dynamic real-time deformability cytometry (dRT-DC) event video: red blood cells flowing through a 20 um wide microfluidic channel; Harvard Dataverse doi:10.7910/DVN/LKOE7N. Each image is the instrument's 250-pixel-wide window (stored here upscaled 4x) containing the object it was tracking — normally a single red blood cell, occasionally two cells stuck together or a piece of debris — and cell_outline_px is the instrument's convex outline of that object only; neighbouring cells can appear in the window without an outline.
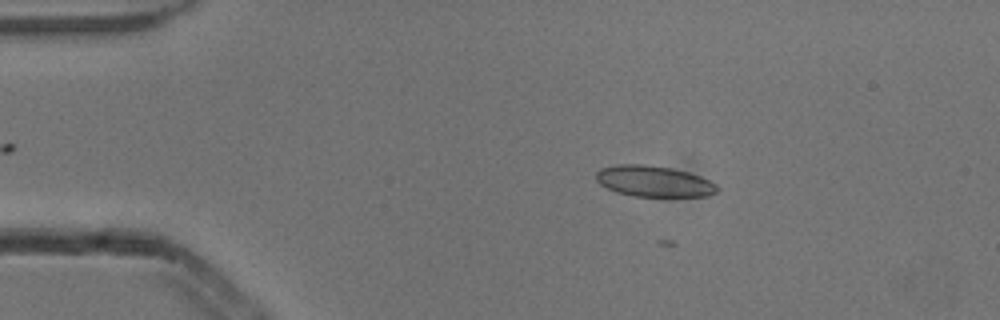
{"species": "common noctule bat (a hibernating species)", "species_latin": "Nyctalus noctula", "temperature_condition": "cold", "stored_images_in_passage": 4, "camera_frame_rate_fps": 3000, "um_per_image_px": 0.085, "animal": {"sex": "male", "body_mass_g": 13.3}, "frame": {"image": 1, "passage_image": 2, "time_ms": 0.333, "image_size_px": [1000, 320], "cell_outline_px": [[720, 188], [716, 192], [708, 196], [632, 196], [616, 192], [600, 184], [596, 180], [596, 172], [600, 168], [616, 164], [644, 164], [672, 168], [688, 172], [700, 176], [716, 184]], "centroid_in_image_um": [55.56, 15.4], "position_along_channel_um": 29.4, "area_um2": 21.96}}
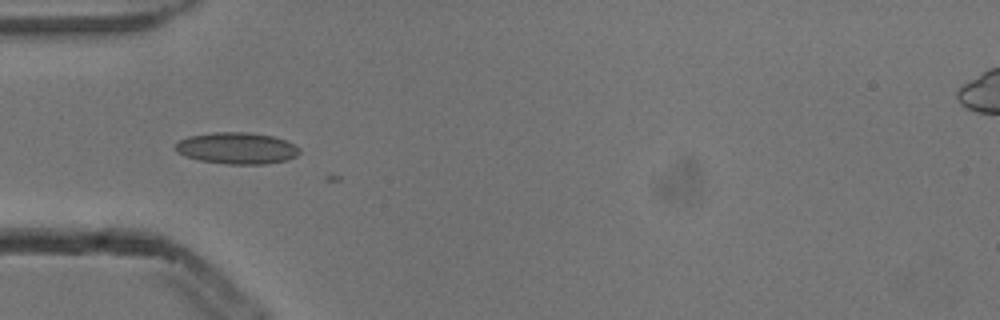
{"frame": {"image": 2, "passage_image": 4, "time_ms": 1.0, "image_size_px": [1000, 320], "cell_outline_px": [[300, 152], [296, 156], [288, 160], [264, 164], [228, 164], [200, 160], [184, 156], [176, 152], [176, 144], [180, 140], [188, 136], [212, 132], [248, 132], [272, 136], [284, 140], [300, 148]], "centroid_in_image_um": [20.12, 12.6], "position_along_channel_um": 64.9, "area_um2": 22.77}}